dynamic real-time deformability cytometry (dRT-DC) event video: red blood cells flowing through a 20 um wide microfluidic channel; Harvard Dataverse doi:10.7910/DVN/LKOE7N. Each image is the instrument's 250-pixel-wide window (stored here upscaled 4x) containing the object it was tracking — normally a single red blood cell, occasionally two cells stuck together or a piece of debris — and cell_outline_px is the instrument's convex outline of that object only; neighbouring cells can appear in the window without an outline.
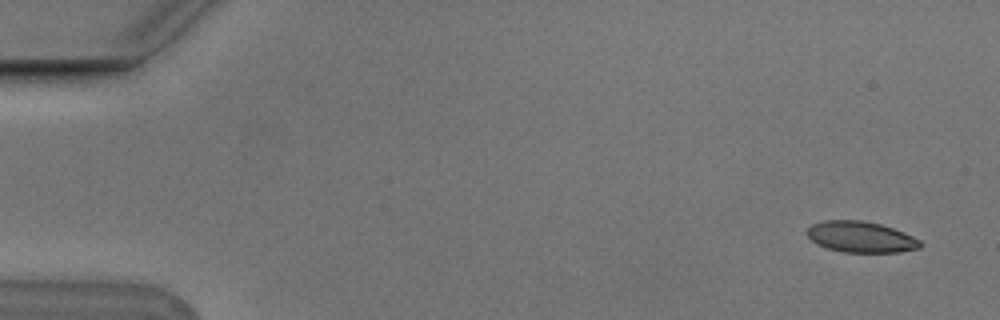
{"species": "Egyptian fruit bat (a non-hibernating species)", "species_latin": "Rousettus aegyptiacus", "temperature_condition": "cold", "stored_images_in_passage": 6, "segment_of_instrument_passage": [2, 2], "camera_frame_rate_fps": 3000, "um_per_image_px": 0.085, "animal": {"sex": "male"}, "frame": {"image": 1, "passage_image": 6, "time_ms": 1.667, "image_size_px": [1000, 320], "cell_outline_px": [[920, 248], [900, 252], [844, 252], [828, 248], [816, 244], [804, 232], [812, 224], [824, 220], [860, 220], [880, 224], [904, 232], [920, 240]], "centroid_in_image_um": [73.14, 20.14], "position_along_channel_um": 11.9, "area_um2": 20.4}}